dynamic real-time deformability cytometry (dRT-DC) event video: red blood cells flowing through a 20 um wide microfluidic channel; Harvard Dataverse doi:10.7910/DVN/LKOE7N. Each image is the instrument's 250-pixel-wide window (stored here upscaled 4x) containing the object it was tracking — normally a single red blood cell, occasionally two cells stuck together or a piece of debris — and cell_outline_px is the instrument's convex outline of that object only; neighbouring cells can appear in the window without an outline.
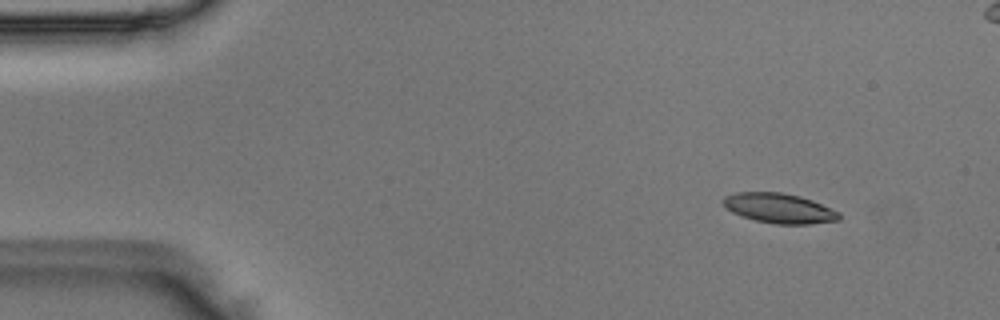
{"species": "Egyptian fruit bat (a non-hibernating species)", "species_latin": "Rousettus aegyptiacus", "temperature_condition": "room temperature", "stored_images_in_passage": 50, "camera_frame_rate_fps": 3000, "um_per_image_px": 0.085, "animal": {"sex": "male"}, "frame": {"image": 1, "passage_image": 5, "time_ms": 1.333, "image_size_px": [1000, 320], "cell_outline_px": [[840, 220], [808, 224], [776, 224], [756, 220], [732, 212], [724, 204], [724, 196], [736, 192], [780, 192], [800, 196], [812, 200], [840, 212]], "centroid_in_image_um": [66.27, 17.69], "position_along_channel_um": 18.7, "area_um2": 19.94}}
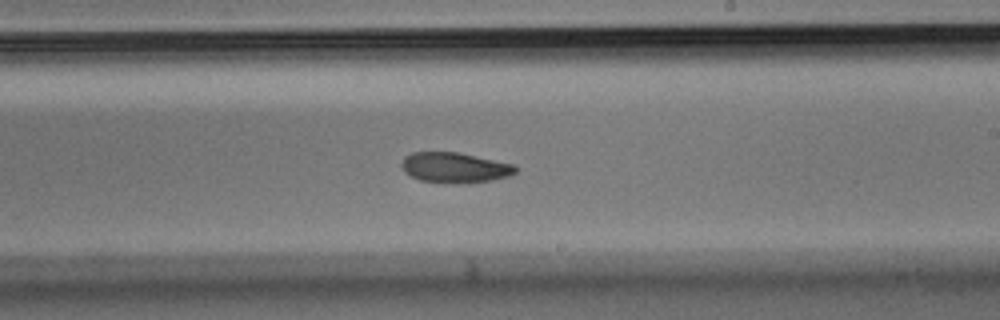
{"frame": {"image": 2, "passage_image": 29, "time_ms": 9.333, "image_size_px": [1000, 320], "cell_outline_px": [[516, 172], [508, 176], [492, 180], [456, 184], [444, 184], [420, 180], [404, 172], [400, 164], [404, 156], [412, 152], [456, 152], [512, 164], [516, 168]], "centroid_in_image_um": [38.58, 14.26], "position_along_channel_um": 250.4, "area_um2": 20.11}}
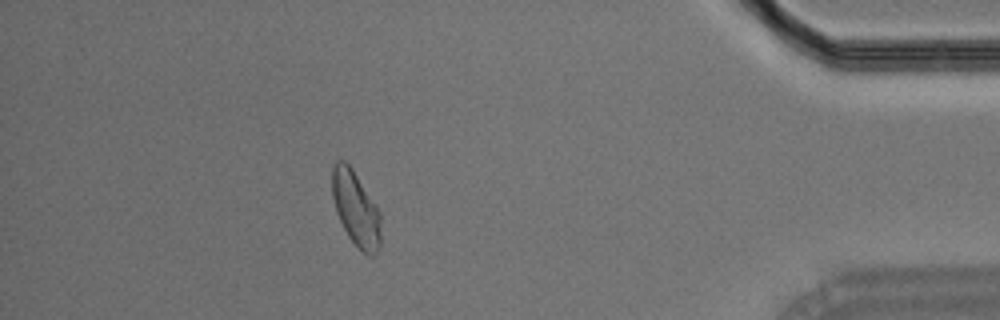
{"frame": {"image": 3, "passage_image": 44, "time_ms": 14.333, "image_size_px": [1000, 320], "cell_outline_px": [[380, 244], [376, 256], [368, 256], [348, 236], [336, 212], [332, 196], [332, 168], [336, 160], [344, 160], [352, 168], [380, 212]], "centroid_in_image_um": [30.24, 17.73], "position_along_channel_um": 405.0, "area_um2": 20.98}}